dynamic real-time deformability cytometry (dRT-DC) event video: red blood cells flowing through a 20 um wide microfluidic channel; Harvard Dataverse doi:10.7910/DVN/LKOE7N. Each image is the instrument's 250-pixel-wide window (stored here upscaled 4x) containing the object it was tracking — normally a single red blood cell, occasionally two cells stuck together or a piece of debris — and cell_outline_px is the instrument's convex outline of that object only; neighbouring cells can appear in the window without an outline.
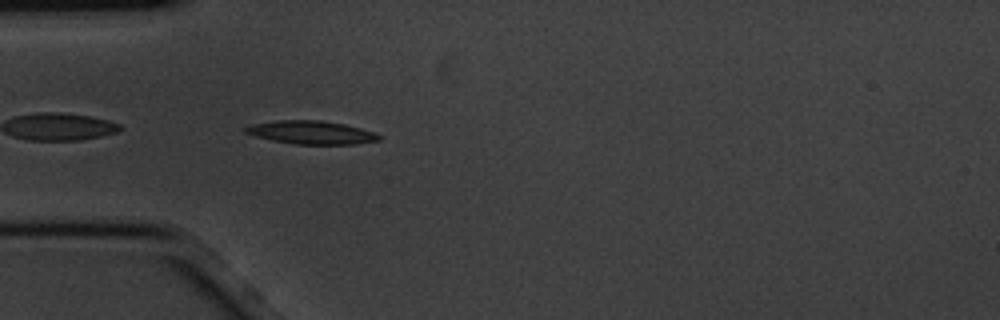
{"species": "common noctule bat (a hibernating species)", "species_latin": "Nyctalus noctula", "temperature_condition": "cold", "stored_images_in_passage": 5, "camera_frame_rate_fps": 3000, "um_per_image_px": 0.085, "animal": {"sex": "male", "body_mass_g": 20.1, "forearm_length_mm": 53.5}, "frame": {"image": 1, "passage_image": 5, "time_ms": 1.333, "image_size_px": [1000, 320], "cell_outline_px": [[380, 140], [352, 144], [296, 144], [272, 140], [256, 136], [244, 132], [244, 128], [252, 124], [276, 120], [320, 120], [344, 124], [360, 128], [372, 132], [380, 136]], "centroid_in_image_um": [26.42, 11.25], "position_along_channel_um": 58.6, "area_um2": 17.86}}